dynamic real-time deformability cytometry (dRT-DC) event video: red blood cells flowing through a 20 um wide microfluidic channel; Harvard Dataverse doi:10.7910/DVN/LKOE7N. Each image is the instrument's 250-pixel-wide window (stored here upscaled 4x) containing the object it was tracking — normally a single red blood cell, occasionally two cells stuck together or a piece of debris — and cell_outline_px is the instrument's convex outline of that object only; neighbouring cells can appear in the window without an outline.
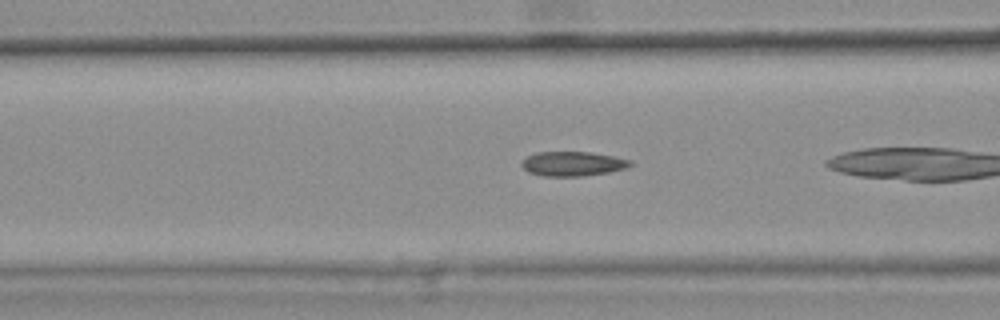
{"species": "common noctule bat (a hibernating species)", "species_latin": "Nyctalus noctula", "temperature_condition": "warm", "stored_images_in_passage": 14, "camera_frame_rate_fps": 3000, "um_per_image_px": 0.085, "animal": {"sex": "female", "body_mass_g": 25.1}, "frame": {"image": 1, "passage_image": 5, "time_ms": 1.333, "image_size_px": [1000, 320], "cell_outline_px": [[632, 164], [628, 168], [608, 172], [584, 176], [544, 176], [528, 172], [520, 164], [528, 156], [536, 152], [592, 152], [632, 160]], "centroid_in_image_um": [48.7, 13.92], "position_along_channel_um": 117.9, "area_um2": 15.49}}